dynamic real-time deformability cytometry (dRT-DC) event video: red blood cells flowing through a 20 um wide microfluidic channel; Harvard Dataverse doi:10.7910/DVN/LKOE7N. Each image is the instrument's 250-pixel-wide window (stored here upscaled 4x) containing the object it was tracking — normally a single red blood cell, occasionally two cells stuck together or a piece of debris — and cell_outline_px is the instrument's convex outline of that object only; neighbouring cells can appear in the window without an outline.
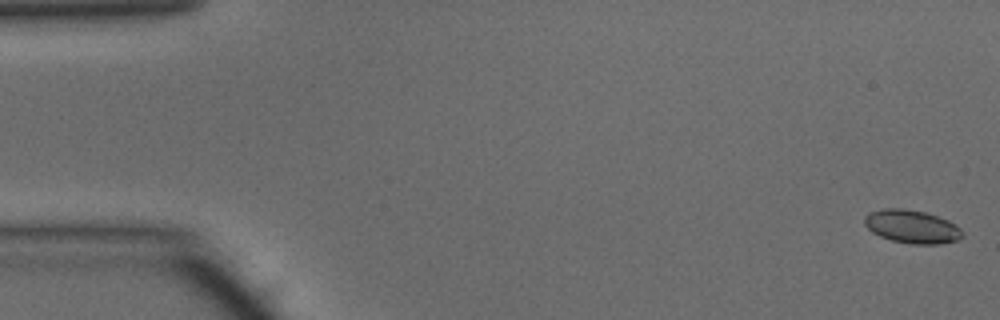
{"species": "common noctule bat (a hibernating species)", "species_latin": "Nyctalus noctula", "temperature_condition": "warm", "stored_images_in_passage": 30, "camera_frame_rate_fps": 3000, "um_per_image_px": 0.085, "animal": {"sex": "male", "body_mass_g": 15.6}, "frame": {"image": 1, "passage_image": 1, "time_ms": 0.0, "image_size_px": [1000, 320], "cell_outline_px": [[964, 236], [960, 240], [940, 244], [912, 244], [892, 240], [880, 236], [872, 232], [864, 224], [864, 216], [868, 212], [884, 208], [904, 208], [924, 212], [948, 220], [960, 228], [964, 232]], "centroid_in_image_um": [77.52, 19.26], "position_along_channel_um": 7.5, "area_um2": 19.13}}
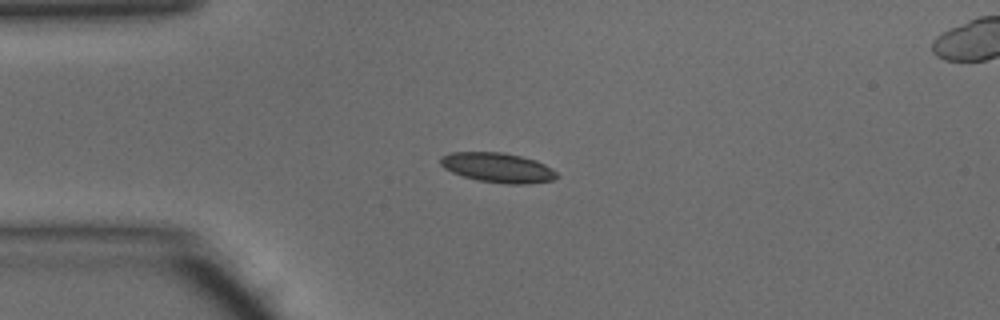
{"frame": {"image": 2, "passage_image": 12, "time_ms": 3.667, "image_size_px": [1000, 320], "cell_outline_px": [[560, 176], [552, 180], [528, 184], [508, 184], [476, 180], [452, 172], [444, 168], [440, 164], [440, 156], [452, 152], [504, 152], [536, 160], [552, 168]], "centroid_in_image_um": [42.31, 14.25], "position_along_channel_um": 42.7, "area_um2": 20.23}}
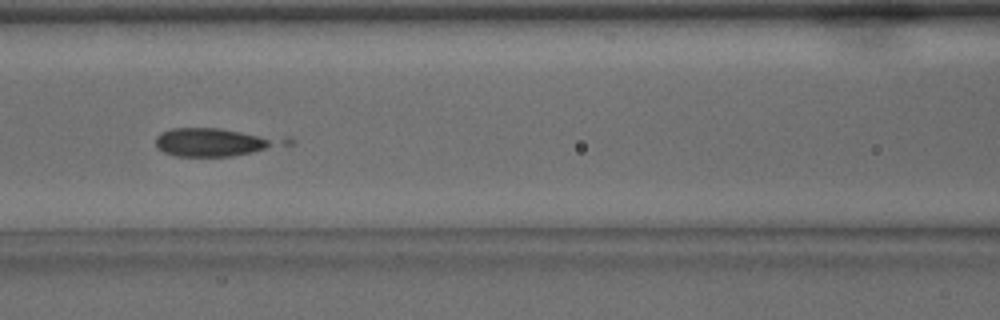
{"frame": {"image": 3, "passage_image": 21, "time_ms": 6.667, "image_size_px": [1000, 320], "cell_outline_px": [[296, 144], [232, 156], [176, 156], [164, 152], [156, 144], [156, 136], [160, 132], [172, 128], [220, 128], [292, 136], [296, 140]], "centroid_in_image_um": [18.53, 12.05], "position_along_channel_um": 148.1, "area_um2": 22.2}}